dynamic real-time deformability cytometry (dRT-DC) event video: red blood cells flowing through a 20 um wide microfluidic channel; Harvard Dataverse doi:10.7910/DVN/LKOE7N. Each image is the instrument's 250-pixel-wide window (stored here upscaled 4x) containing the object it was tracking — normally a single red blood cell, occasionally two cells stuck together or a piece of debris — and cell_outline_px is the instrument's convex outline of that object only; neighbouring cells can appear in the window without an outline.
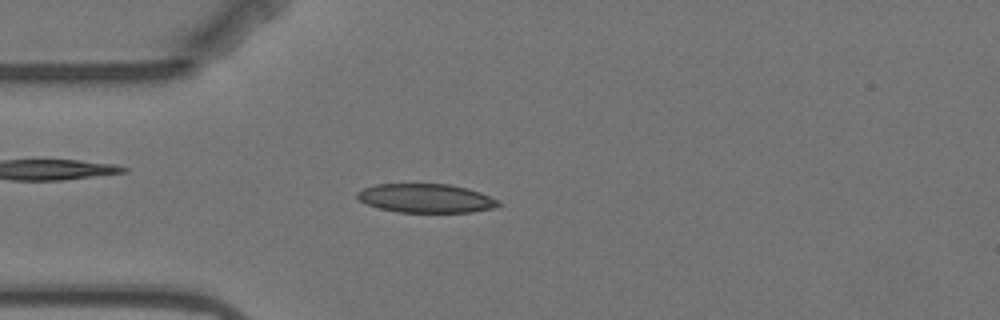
{"species": "Egyptian fruit bat (a non-hibernating species)", "species_latin": "Rousettus aegyptiacus", "temperature_condition": "warm", "stored_images_in_passage": 4, "camera_frame_rate_fps": 3000, "um_per_image_px": 0.085, "animal": {"sex": "female"}, "frame": {"image": 1, "passage_image": 4, "time_ms": 4.333, "image_size_px": [1000, 320], "cell_outline_px": [[500, 204], [492, 208], [472, 212], [396, 212], [380, 208], [368, 204], [360, 200], [356, 196], [356, 192], [364, 188], [376, 184], [448, 184], [468, 188], [480, 192], [500, 200]], "centroid_in_image_um": [36.22, 16.85], "position_along_channel_um": 48.8, "area_um2": 23.7}}